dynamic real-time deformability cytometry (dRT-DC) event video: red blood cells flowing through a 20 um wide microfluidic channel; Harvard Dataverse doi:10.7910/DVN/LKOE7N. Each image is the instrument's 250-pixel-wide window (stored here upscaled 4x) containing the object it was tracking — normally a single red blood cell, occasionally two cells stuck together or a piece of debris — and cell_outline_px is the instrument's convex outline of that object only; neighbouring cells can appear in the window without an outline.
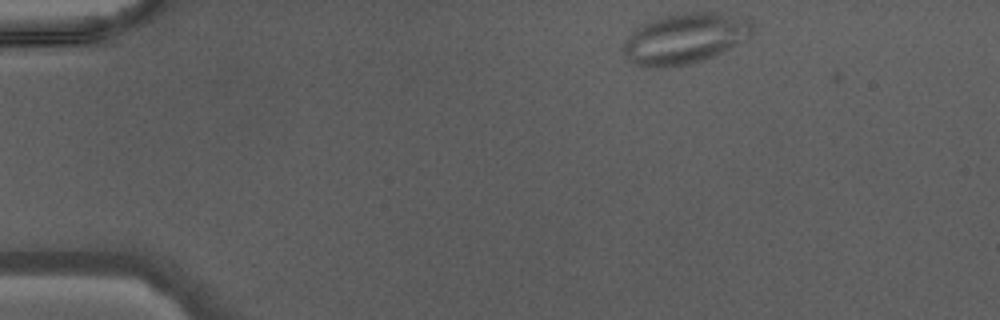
{"species": "Egyptian fruit bat (a non-hibernating species)", "species_latin": "Rousettus aegyptiacus", "temperature_condition": "warm", "stored_images_in_passage": 39, "segment_of_instrument_passage": [1, 2], "camera_frame_rate_fps": 3000, "um_per_image_px": 0.085, "animal": {"sex": "male"}, "frame": {"image": 1, "passage_image": 1, "time_ms": 0.0, "image_size_px": [1000, 320], "cell_outline_px": [[756, 32], [736, 44], [712, 56], [688, 64], [668, 68], [656, 68], [632, 64], [628, 60], [624, 52], [624, 44], [632, 32], [640, 24], [648, 20], [684, 12], [712, 12], [752, 16], [756, 28]], "centroid_in_image_um": [58.29, 3.24], "position_along_channel_um": 26.7, "area_um2": 38.49}}